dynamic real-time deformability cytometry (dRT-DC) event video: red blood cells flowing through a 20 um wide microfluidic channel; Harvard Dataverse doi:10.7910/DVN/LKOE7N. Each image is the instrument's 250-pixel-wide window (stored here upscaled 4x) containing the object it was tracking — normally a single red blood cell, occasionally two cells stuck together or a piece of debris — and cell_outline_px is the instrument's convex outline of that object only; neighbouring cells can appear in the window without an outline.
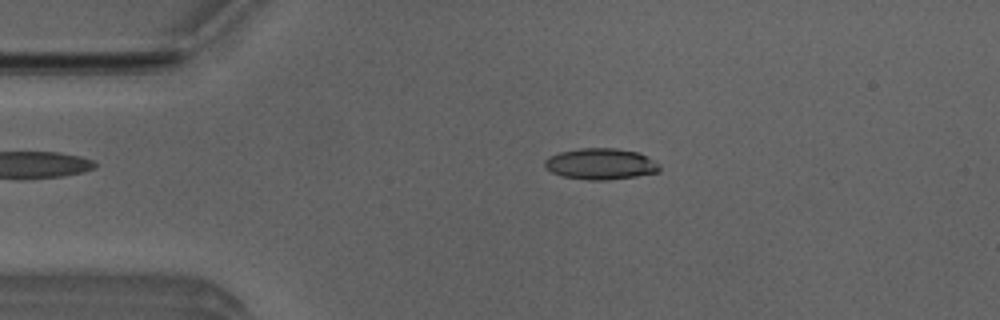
{"species": "Egyptian fruit bat (a non-hibernating species)", "species_latin": "Rousettus aegyptiacus", "temperature_condition": "room temperature", "stored_images_in_passage": 2, "camera_frame_rate_fps": 3000, "um_per_image_px": 0.085, "animal": {"sex": "male"}, "frame": {"image": 1, "passage_image": 1, "time_ms": 0.0, "image_size_px": [1000, 320], "cell_outline_px": [[660, 172], [636, 176], [604, 180], [588, 180], [564, 176], [552, 172], [544, 168], [544, 160], [548, 156], [560, 152], [580, 148], [616, 148], [640, 152], [660, 164]], "centroid_in_image_um": [51.06, 13.92], "position_along_channel_um": 33.9, "area_um2": 20.98}}